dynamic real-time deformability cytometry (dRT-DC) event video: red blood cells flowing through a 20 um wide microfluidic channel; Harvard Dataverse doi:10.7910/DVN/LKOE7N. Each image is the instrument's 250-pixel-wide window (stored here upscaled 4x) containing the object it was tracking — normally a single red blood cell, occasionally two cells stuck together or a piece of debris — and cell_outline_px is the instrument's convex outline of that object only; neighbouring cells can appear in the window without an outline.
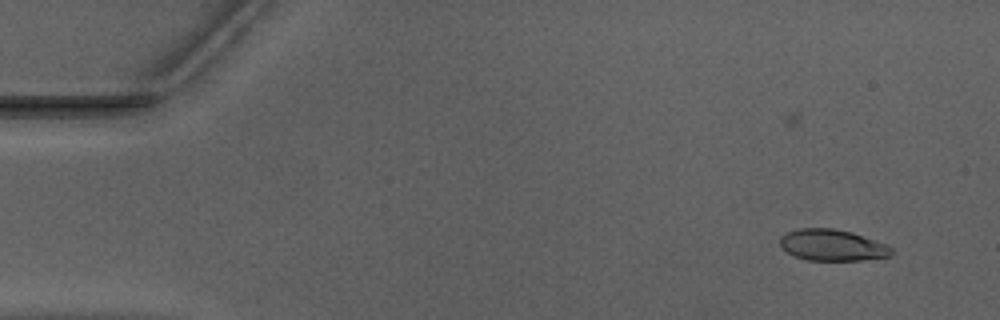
{"species": "Egyptian fruit bat (a non-hibernating species)", "species_latin": "Rousettus aegyptiacus", "temperature_condition": "warm", "stored_images_in_passage": 7, "camera_frame_rate_fps": 3000, "um_per_image_px": 0.085, "animal": {"sex": "male"}, "frame": {"image": 1, "passage_image": 3, "time_ms": 0.667, "image_size_px": [1000, 320], "cell_outline_px": [[892, 256], [860, 260], [808, 260], [796, 256], [788, 252], [780, 244], [780, 236], [796, 228], [832, 228], [852, 232], [888, 244], [892, 248]], "centroid_in_image_um": [70.78, 20.83], "position_along_channel_um": 14.2, "area_um2": 20.35}}